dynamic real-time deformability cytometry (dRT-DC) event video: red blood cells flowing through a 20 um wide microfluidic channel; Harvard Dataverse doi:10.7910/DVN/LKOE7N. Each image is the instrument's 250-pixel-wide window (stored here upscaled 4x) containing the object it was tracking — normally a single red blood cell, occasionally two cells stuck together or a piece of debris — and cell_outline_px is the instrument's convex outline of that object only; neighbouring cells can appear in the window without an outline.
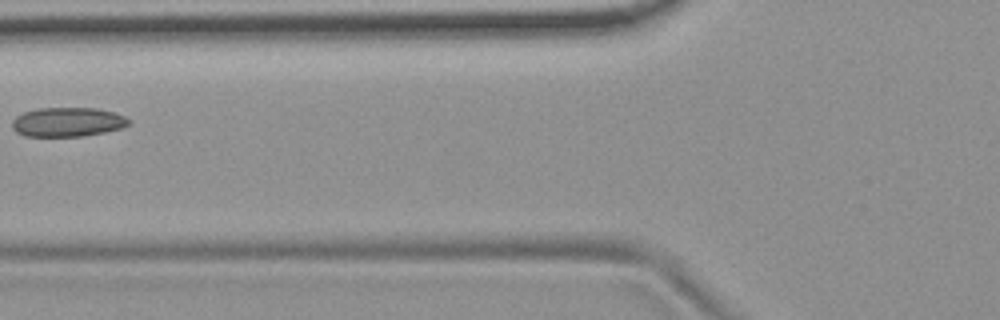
{"species": "common noctule bat (a hibernating species)", "species_latin": "Nyctalus noctula", "temperature_condition": "room temperature", "stored_images_in_passage": 6, "camera_frame_rate_fps": 3000, "um_per_image_px": 0.085, "animal": {"sex": "female", "body_mass_g": 19.9}, "frame": {"image": 1, "passage_image": 5, "time_ms": 4.667, "image_size_px": [1000, 320], "cell_outline_px": [[132, 120], [128, 124], [120, 128], [104, 132], [84, 136], [24, 136], [16, 132], [12, 128], [12, 120], [16, 116], [24, 112], [36, 108], [96, 108], [112, 112], [124, 116]], "centroid_in_image_um": [5.71, 10.37], "position_along_channel_um": 120.1, "area_um2": 19.88}}
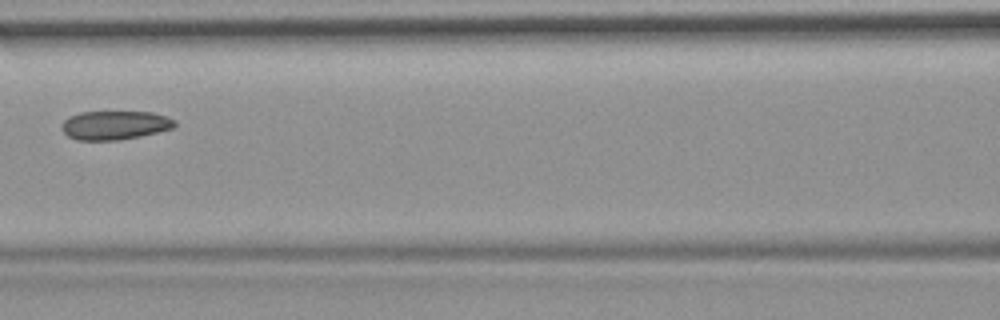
{"frame": {"image": 2, "passage_image": 6, "time_ms": 5.667, "image_size_px": [1000, 320], "cell_outline_px": [[176, 124], [172, 128], [140, 136], [120, 140], [76, 140], [68, 136], [60, 128], [64, 120], [68, 116], [80, 112], [152, 112], [168, 116], [176, 120]], "centroid_in_image_um": [9.74, 10.64], "position_along_channel_um": 156.9, "area_um2": 19.07}}